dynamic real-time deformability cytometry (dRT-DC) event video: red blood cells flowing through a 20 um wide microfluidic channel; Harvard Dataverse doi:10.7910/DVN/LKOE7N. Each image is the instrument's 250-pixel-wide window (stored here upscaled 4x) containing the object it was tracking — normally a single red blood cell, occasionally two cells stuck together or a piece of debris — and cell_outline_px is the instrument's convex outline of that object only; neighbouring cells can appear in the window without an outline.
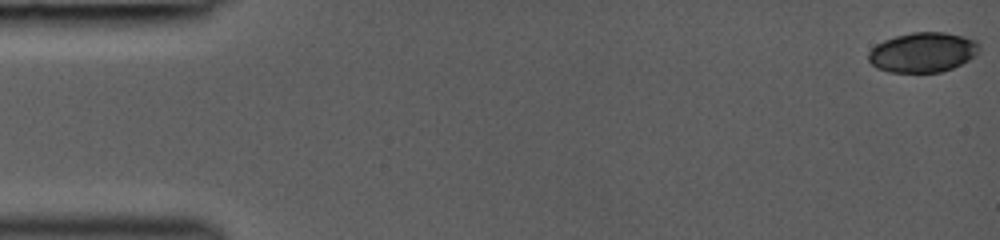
{"species": "common noctule bat (a hibernating species)", "species_latin": "Nyctalus noctula", "temperature_condition": "room temperature", "stored_images_in_passage": 35, "camera_frame_rate_fps": 3000, "um_per_image_px": 0.085, "animal": {"sex": "female", "body_mass_g": 19.0, "forearm_length_mm": 53.3}, "frame": {"image": 1, "passage_image": 1, "time_ms": 0.0, "image_size_px": [1000, 240], "cell_outline_px": [[980, 52], [968, 60], [952, 68], [940, 72], [888, 72], [876, 68], [868, 60], [868, 52], [876, 44], [884, 40], [896, 36], [912, 32], [944, 32], [964, 36], [980, 40]], "centroid_in_image_um": [78.46, 4.44], "position_along_channel_um": 6.5, "area_um2": 26.01}}
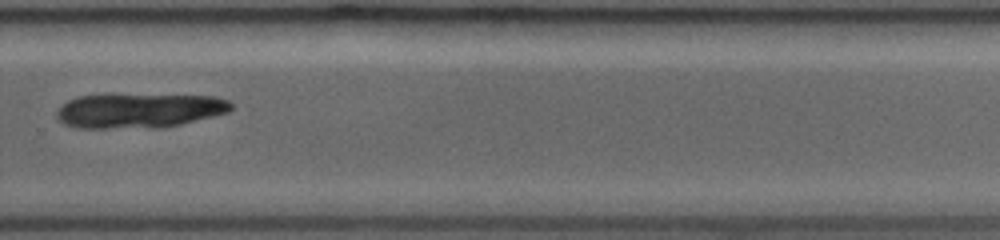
{"frame": {"image": 2, "passage_image": 26, "time_ms": 10.667, "image_size_px": [1000, 240], "cell_outline_px": [[232, 108], [228, 112], [180, 124], [160, 128], [76, 128], [64, 124], [56, 116], [56, 112], [68, 100], [80, 96], [216, 96], [228, 100], [232, 104]], "centroid_in_image_um": [11.82, 9.43], "position_along_channel_um": 318.0, "area_um2": 34.39}}
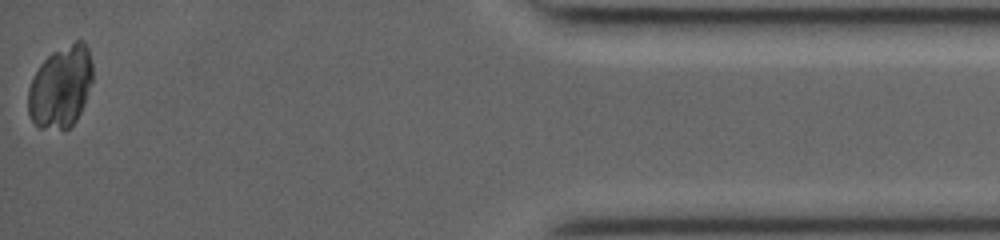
{"frame": {"image": 3, "passage_image": 35, "time_ms": 14.667, "image_size_px": [1000, 240], "cell_outline_px": [[92, 80], [84, 104], [76, 120], [64, 132], [40, 128], [32, 120], [28, 112], [28, 88], [40, 64], [52, 52], [76, 40], [84, 40], [88, 48], [92, 64]], "centroid_in_image_um": [5.16, 7.41], "position_along_channel_um": 430.0, "area_um2": 30.98}}